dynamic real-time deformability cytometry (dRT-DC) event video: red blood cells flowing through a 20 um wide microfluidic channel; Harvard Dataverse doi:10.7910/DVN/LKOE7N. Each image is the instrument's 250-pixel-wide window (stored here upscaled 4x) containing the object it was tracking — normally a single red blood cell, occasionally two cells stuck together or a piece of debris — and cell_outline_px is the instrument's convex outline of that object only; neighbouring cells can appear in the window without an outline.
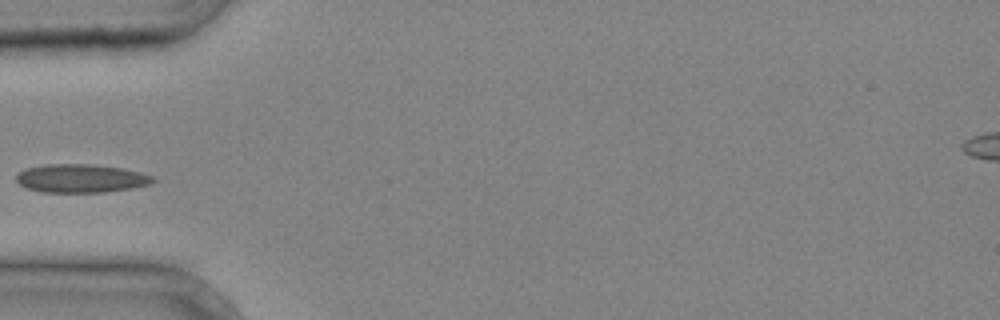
{"species": "common noctule bat (a hibernating species)", "species_latin": "Nyctalus noctula", "temperature_condition": "cold", "stored_images_in_passage": 3, "camera_frame_rate_fps": 3000, "um_per_image_px": 0.085, "animal": {"sex": "male", "body_mass_g": 20.4}, "frame": {"image": 1, "passage_image": 3, "time_ms": 0.667, "image_size_px": [1000, 320], "cell_outline_px": [[156, 180], [148, 184], [132, 188], [104, 192], [44, 192], [28, 188], [20, 184], [16, 180], [16, 176], [20, 172], [28, 168], [48, 164], [92, 164], [120, 168], [140, 172], [152, 176]], "centroid_in_image_um": [6.89, 15.16], "position_along_channel_um": 78.1, "area_um2": 22.31}}